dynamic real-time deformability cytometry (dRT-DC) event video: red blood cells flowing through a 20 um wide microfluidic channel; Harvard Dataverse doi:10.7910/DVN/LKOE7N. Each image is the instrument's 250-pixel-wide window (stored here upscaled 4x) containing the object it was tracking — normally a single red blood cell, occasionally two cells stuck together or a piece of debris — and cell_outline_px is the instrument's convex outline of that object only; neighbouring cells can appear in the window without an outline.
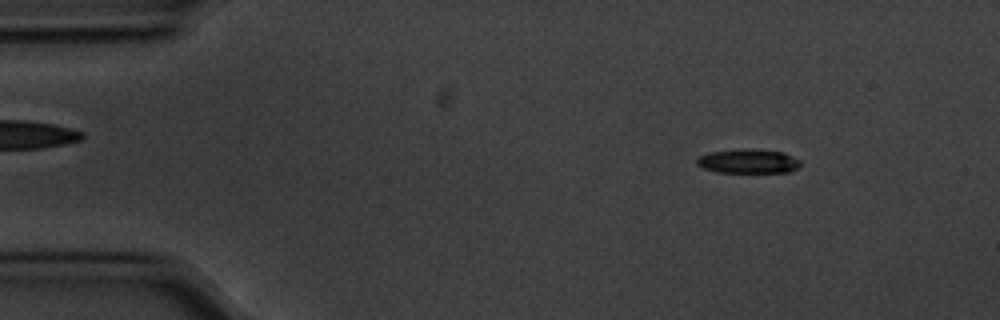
{"species": "common noctule bat (a hibernating species)", "species_latin": "Nyctalus noctula", "temperature_condition": "cold", "stored_images_in_passage": 56, "camera_frame_rate_fps": 3000, "um_per_image_px": 0.085, "animal": {"sex": "male", "body_mass_g": 20.1, "forearm_length_mm": 53.5}, "frame": {"image": 1, "passage_image": 7, "time_ms": 2.0, "image_size_px": [1000, 320], "cell_outline_px": [[800, 168], [788, 172], [716, 172], [704, 168], [696, 164], [696, 160], [700, 156], [708, 152], [744, 148], [784, 152], [800, 160]], "centroid_in_image_um": [63.61, 13.7], "position_along_channel_um": 21.4, "area_um2": 14.68}}
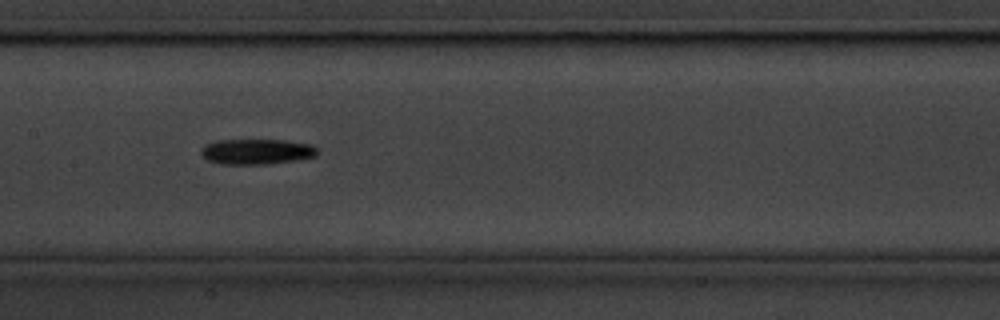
{"frame": {"image": 2, "passage_image": 27, "time_ms": 8.667, "image_size_px": [1000, 320], "cell_outline_px": [[316, 156], [296, 160], [264, 164], [220, 164], [208, 160], [200, 152], [200, 148], [204, 144], [216, 140], [284, 140], [312, 144], [316, 148]], "centroid_in_image_um": [21.78, 12.88], "position_along_channel_um": 185.6, "area_um2": 17.22}}
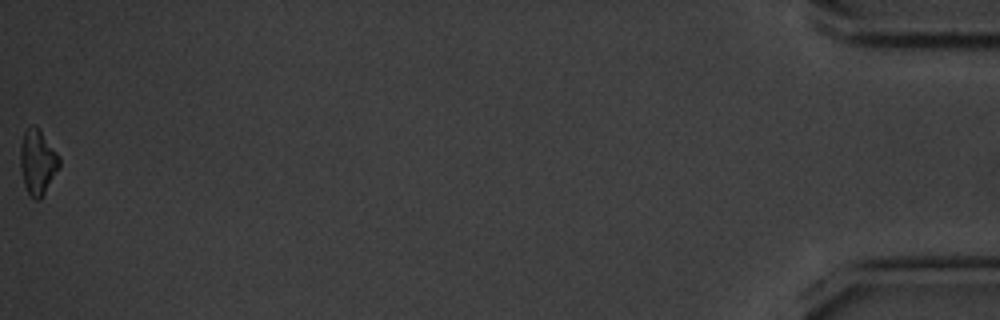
{"frame": {"image": 3, "passage_image": 56, "time_ms": 18.333, "image_size_px": [1000, 320], "cell_outline_px": [[60, 164], [40, 200], [36, 200], [28, 192], [24, 184], [20, 168], [20, 144], [24, 132], [32, 124], [36, 124], [60, 156]], "centroid_in_image_um": [3.18, 13.72], "position_along_channel_um": 432.0, "area_um2": 14.68}, "authors_computed_cell_mechanics": {"area_um2": 15.6638, "velocity_mm_per_s": 3.5796, "shape_relaxation_time_tau1_ms": 3.8614, "shape_relaxation_time_tau2_ms": null, "deformation_change_tau1": 0.1334, "deformation_change_tau2": null}}